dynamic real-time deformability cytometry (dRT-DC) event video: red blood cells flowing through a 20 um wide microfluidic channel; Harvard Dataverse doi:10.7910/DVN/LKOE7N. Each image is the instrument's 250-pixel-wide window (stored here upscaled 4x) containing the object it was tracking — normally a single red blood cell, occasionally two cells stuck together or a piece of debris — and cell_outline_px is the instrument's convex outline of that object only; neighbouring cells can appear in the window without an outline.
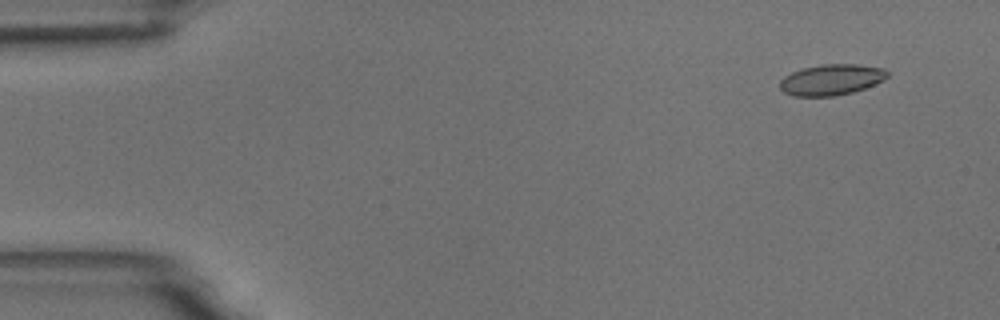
{"species": "common noctule bat (a hibernating species)", "species_latin": "Nyctalus noctula", "temperature_condition": "room temperature", "stored_images_in_passage": 4, "camera_frame_rate_fps": 3000, "um_per_image_px": 0.085, "animal": {"sex": "male", "body_mass_g": 18.8}, "frame": {"image": 1, "passage_image": 1, "time_ms": 0.0, "image_size_px": [1000, 320], "cell_outline_px": [[888, 76], [864, 88], [852, 92], [836, 96], [792, 96], [784, 92], [780, 88], [780, 80], [784, 76], [800, 68], [820, 64], [856, 64], [884, 68], [888, 72]], "centroid_in_image_um": [70.61, 6.76], "position_along_channel_um": 14.4, "area_um2": 19.31}}
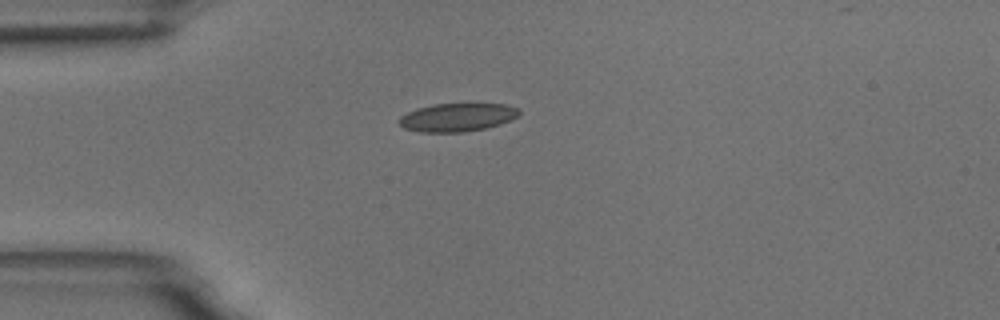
{"frame": {"image": 2, "passage_image": 4, "time_ms": 3.333, "image_size_px": [1000, 320], "cell_outline_px": [[520, 112], [512, 120], [488, 128], [464, 132], [420, 132], [404, 128], [400, 124], [400, 116], [416, 108], [432, 104], [504, 104], [520, 108]], "centroid_in_image_um": [38.89, 9.97], "position_along_channel_um": 46.1, "area_um2": 19.83}}